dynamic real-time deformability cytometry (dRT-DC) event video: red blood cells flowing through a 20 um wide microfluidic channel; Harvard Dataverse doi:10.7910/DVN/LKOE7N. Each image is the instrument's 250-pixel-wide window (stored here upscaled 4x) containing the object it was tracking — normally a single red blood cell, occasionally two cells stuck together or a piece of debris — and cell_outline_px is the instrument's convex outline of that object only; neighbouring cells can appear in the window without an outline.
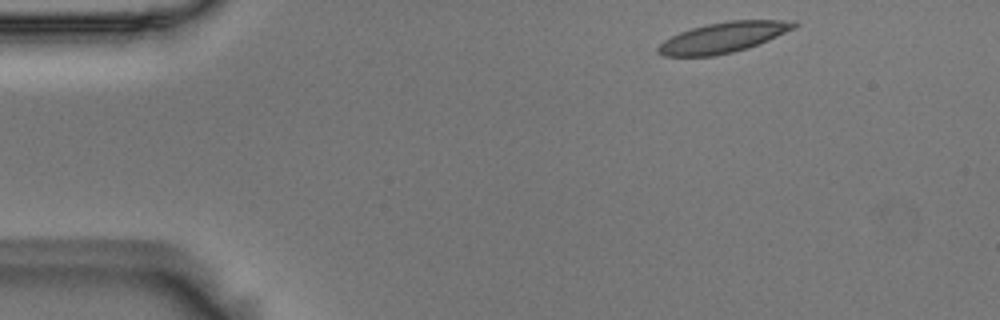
{"species": "Egyptian fruit bat (a non-hibernating species)", "species_latin": "Rousettus aegyptiacus", "temperature_condition": "room temperature", "stored_images_in_passage": 3, "camera_frame_rate_fps": 3000, "um_per_image_px": 0.085, "animal": {"sex": "male"}, "frame": {"image": 1, "passage_image": 1, "time_ms": 0.0, "image_size_px": [1000, 320], "cell_outline_px": [[800, 24], [796, 28], [768, 40], [748, 48], [716, 56], [664, 56], [656, 52], [656, 48], [664, 40], [680, 32], [692, 28], [708, 24], [728, 20], [796, 20]], "centroid_in_image_um": [61.51, 3.18], "position_along_channel_um": 23.5, "area_um2": 24.22}}
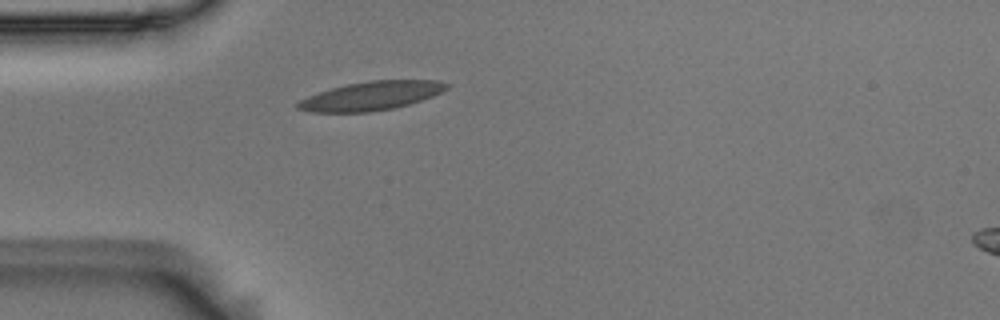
{"frame": {"image": 2, "passage_image": 3, "time_ms": 0.667, "image_size_px": [1000, 320], "cell_outline_px": [[448, 88], [432, 96], [408, 104], [392, 108], [368, 112], [308, 112], [296, 108], [296, 104], [300, 100], [308, 96], [332, 88], [348, 84], [368, 80], [440, 80], [448, 84]], "centroid_in_image_um": [31.54, 8.14], "position_along_channel_um": 53.5, "area_um2": 24.68}}